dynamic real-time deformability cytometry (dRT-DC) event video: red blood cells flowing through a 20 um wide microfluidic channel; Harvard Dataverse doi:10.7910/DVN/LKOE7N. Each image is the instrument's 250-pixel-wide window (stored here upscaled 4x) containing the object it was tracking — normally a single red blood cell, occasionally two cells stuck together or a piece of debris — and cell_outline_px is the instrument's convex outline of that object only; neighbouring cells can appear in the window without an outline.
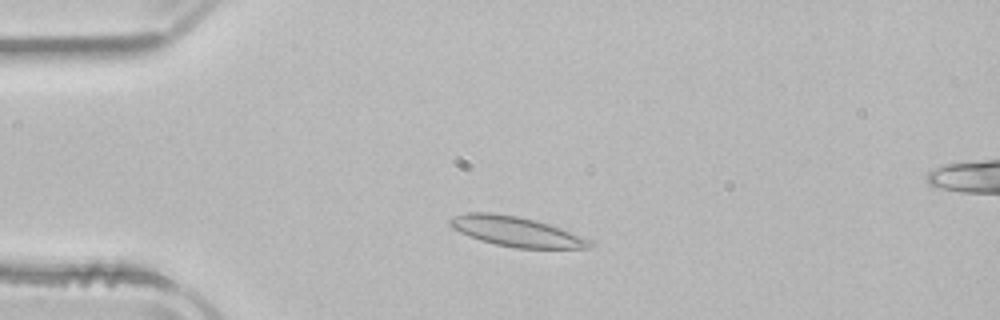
{"species": "common noctule bat (a hibernating species)", "species_latin": "Nyctalus noctula", "temperature_condition": "room temperature", "stored_images_in_passage": 49, "camera_frame_rate_fps": 3000, "um_per_image_px": 0.085, "animal": {"sex": "male", "body_mass_g": 21.5, "forearm_length_mm": 52.0}, "frame": {"image": 1, "passage_image": 8, "time_ms": 2.333, "image_size_px": [1000, 320], "cell_outline_px": [[592, 244], [588, 248], [516, 248], [496, 244], [480, 240], [468, 236], [452, 228], [448, 224], [448, 220], [452, 216], [464, 212], [492, 212], [516, 216], [536, 220], [548, 224], [592, 240]], "centroid_in_image_um": [43.8, 19.67], "position_along_channel_um": 41.2, "area_um2": 24.28}}
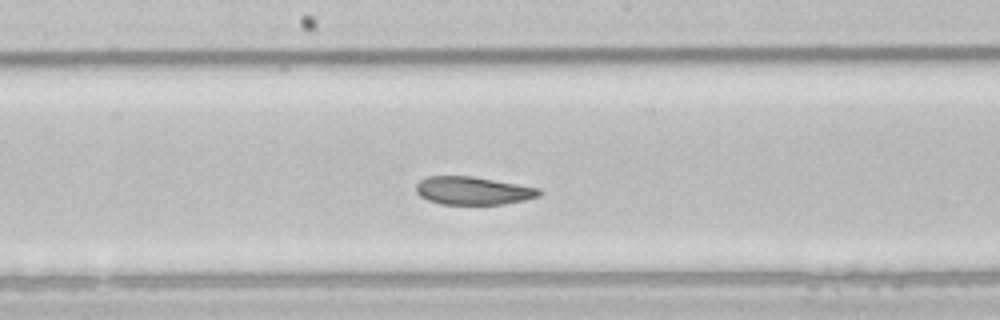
{"frame": {"image": 2, "passage_image": 23, "time_ms": 7.333, "image_size_px": [1000, 320], "cell_outline_px": [[544, 192], [540, 196], [524, 200], [504, 204], [440, 204], [428, 200], [420, 196], [416, 192], [416, 184], [420, 180], [428, 176], [472, 176], [540, 188]], "centroid_in_image_um": [40.22, 16.21], "position_along_channel_um": 208.0, "area_um2": 20.17}}
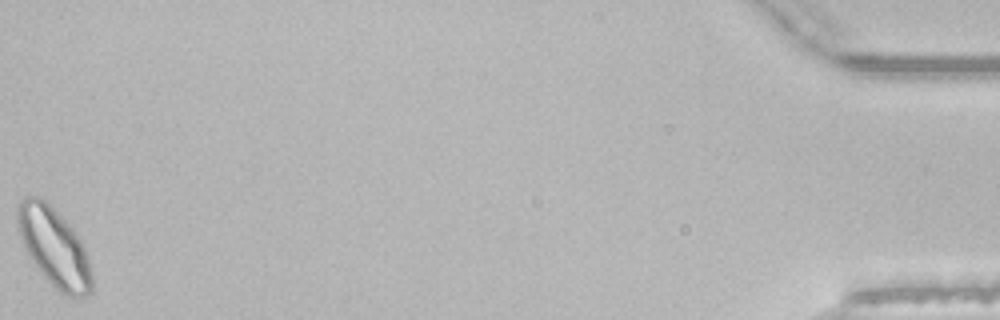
{"frame": {"image": 3, "passage_image": 48, "time_ms": 15.667, "image_size_px": [1000, 320], "cell_outline_px": [[92, 292], [84, 296], [68, 296], [60, 292], [44, 276], [32, 260], [20, 236], [16, 220], [16, 208], [24, 196], [36, 196], [44, 200], [72, 228], [80, 240], [88, 256], [92, 272]], "centroid_in_image_um": [4.6, 21.01], "position_along_channel_um": 430.6, "area_um2": 33.47}}